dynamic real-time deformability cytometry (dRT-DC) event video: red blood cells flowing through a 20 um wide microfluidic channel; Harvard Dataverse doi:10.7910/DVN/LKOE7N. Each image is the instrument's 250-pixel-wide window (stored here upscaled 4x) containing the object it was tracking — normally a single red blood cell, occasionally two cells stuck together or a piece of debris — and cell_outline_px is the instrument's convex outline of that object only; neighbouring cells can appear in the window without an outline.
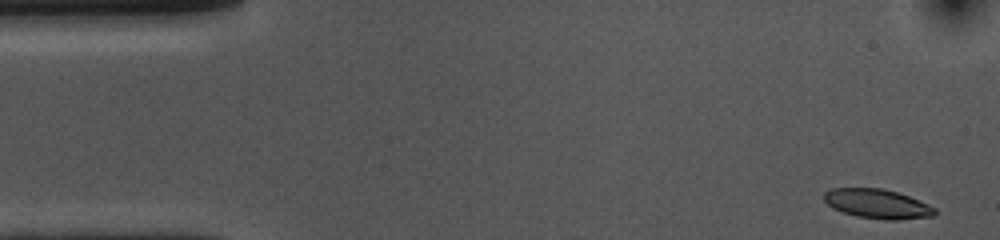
{"species": "common noctule bat (a hibernating species)", "species_latin": "Nyctalus noctula", "temperature_condition": "cold", "stored_images_in_passage": 51, "camera_frame_rate_fps": 3000, "um_per_image_px": 0.085, "animal": {"sex": "female", "body_mass_g": 10.0, "forearm_length_mm": 53.1}, "frame": {"image": 1, "passage_image": 1, "time_ms": 0.0, "image_size_px": [1000, 240], "cell_outline_px": [[936, 212], [932, 216], [896, 220], [884, 220], [856, 216], [832, 208], [824, 200], [824, 192], [832, 188], [880, 188], [896, 192], [908, 196], [928, 204], [936, 208]], "centroid_in_image_um": [74.56, 17.33], "position_along_channel_um": 10.4, "area_um2": 18.84}}
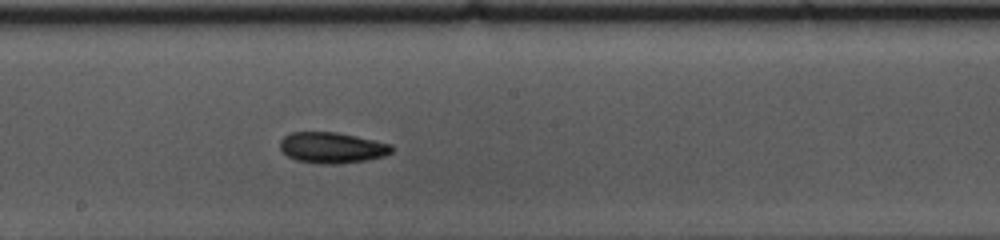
{"frame": {"image": 2, "passage_image": 26, "time_ms": 8.333, "image_size_px": [1000, 240], "cell_outline_px": [[396, 148], [392, 152], [384, 156], [368, 160], [340, 164], [320, 164], [296, 160], [288, 156], [280, 148], [280, 140], [288, 132], [336, 132], [356, 136], [392, 144]], "centroid_in_image_um": [28.25, 12.56], "position_along_channel_um": 220.0, "area_um2": 20.35}}
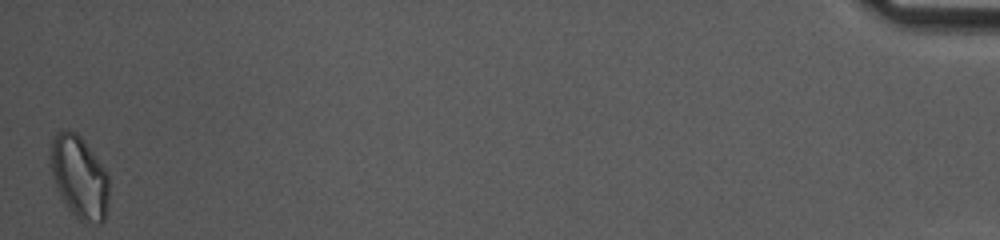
{"frame": {"image": 3, "passage_image": 51, "time_ms": 16.667, "image_size_px": [1000, 240], "cell_outline_px": [[108, 200], [104, 220], [100, 224], [84, 224], [68, 208], [52, 176], [52, 136], [56, 132], [68, 128], [76, 132], [84, 140], [108, 172]], "centroid_in_image_um": [6.78, 15.04], "position_along_channel_um": 428.4, "area_um2": 27.98}}